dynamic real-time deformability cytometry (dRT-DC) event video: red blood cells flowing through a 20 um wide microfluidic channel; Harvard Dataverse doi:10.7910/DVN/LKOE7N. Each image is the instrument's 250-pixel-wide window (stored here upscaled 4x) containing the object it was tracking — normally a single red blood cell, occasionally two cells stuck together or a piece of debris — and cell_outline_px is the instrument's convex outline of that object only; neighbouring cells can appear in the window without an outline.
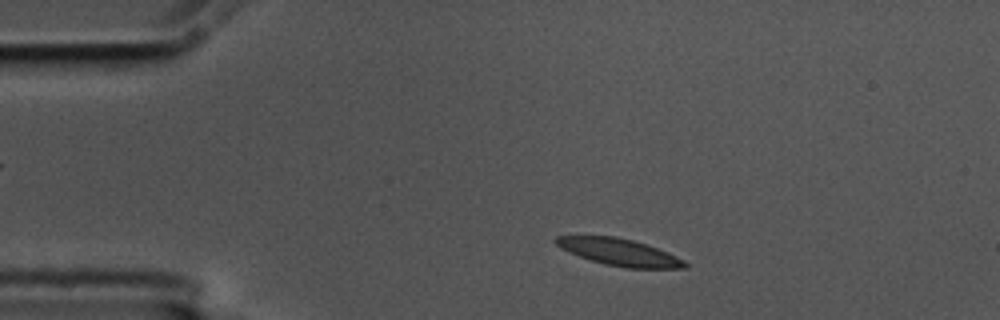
{"species": "common noctule bat (a hibernating species)", "species_latin": "Nyctalus noctula", "temperature_condition": "cold", "stored_images_in_passage": 52, "camera_frame_rate_fps": 3000, "um_per_image_px": 0.085, "animal": {"sex": "male", "body_mass_g": 17.5, "forearm_length_mm": 52.3}, "frame": {"image": 1, "passage_image": 6, "time_ms": 1.667, "image_size_px": [1000, 320], "cell_outline_px": [[688, 268], [628, 268], [604, 264], [568, 252], [560, 248], [552, 240], [556, 236], [616, 236], [632, 240], [668, 252], [684, 260], [688, 264]], "centroid_in_image_um": [52.63, 21.43], "position_along_channel_um": 32.4, "area_um2": 20.11}}
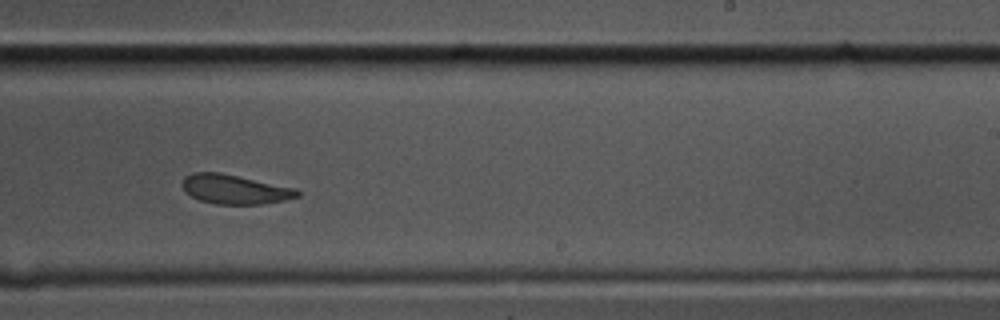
{"frame": {"image": 2, "passage_image": 30, "time_ms": 9.667, "image_size_px": [1000, 320], "cell_outline_px": [[300, 196], [284, 200], [264, 204], [212, 204], [200, 200], [184, 192], [180, 184], [184, 176], [192, 172], [220, 172], [296, 188], [300, 192]], "centroid_in_image_um": [19.91, 16.09], "position_along_channel_um": 269.1, "area_um2": 19.94}}
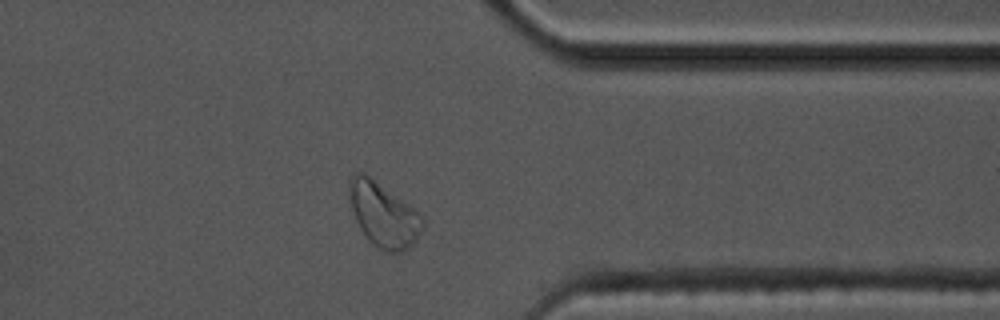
{"frame": {"image": 3, "passage_image": 40, "time_ms": 13.0, "image_size_px": [1000, 320], "cell_outline_px": [[424, 224], [416, 240], [408, 248], [400, 252], [388, 252], [380, 248], [360, 228], [356, 220], [348, 196], [348, 184], [352, 176], [356, 172], [364, 172], [420, 212], [424, 220]], "centroid_in_image_um": [32.6, 18.21], "position_along_channel_um": 378.8, "area_um2": 27.05}, "authors_computed_cell_mechanics": {"area_um2": 20.8658, "velocity_mm_per_s": 3.5196, "shape_relaxation_time_tau1_ms": 8.1158, "shape_relaxation_time_tau2_ms": 2.7535, "deformation_change_tau1": 0.1434, "deformation_change_tau2": 0.0798}}